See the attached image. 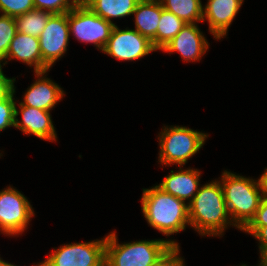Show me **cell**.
Wrapping results in <instances>:
<instances>
[{
	"mask_svg": "<svg viewBox=\"0 0 267 266\" xmlns=\"http://www.w3.org/2000/svg\"><path fill=\"white\" fill-rule=\"evenodd\" d=\"M199 176L200 172L197 169L183 171L180 167V171L174 173L172 170L171 174L167 175L157 186L178 199L190 200V203L198 192Z\"/></svg>",
	"mask_w": 267,
	"mask_h": 266,
	"instance_id": "15",
	"label": "cell"
},
{
	"mask_svg": "<svg viewBox=\"0 0 267 266\" xmlns=\"http://www.w3.org/2000/svg\"><path fill=\"white\" fill-rule=\"evenodd\" d=\"M69 35L68 12L52 14L39 36L43 71H48L52 64L66 52Z\"/></svg>",
	"mask_w": 267,
	"mask_h": 266,
	"instance_id": "9",
	"label": "cell"
},
{
	"mask_svg": "<svg viewBox=\"0 0 267 266\" xmlns=\"http://www.w3.org/2000/svg\"><path fill=\"white\" fill-rule=\"evenodd\" d=\"M52 13L38 9H32L29 12L14 18L17 32L31 35L39 38L46 23Z\"/></svg>",
	"mask_w": 267,
	"mask_h": 266,
	"instance_id": "21",
	"label": "cell"
},
{
	"mask_svg": "<svg viewBox=\"0 0 267 266\" xmlns=\"http://www.w3.org/2000/svg\"><path fill=\"white\" fill-rule=\"evenodd\" d=\"M14 79L6 78L0 66V100L9 97L14 92Z\"/></svg>",
	"mask_w": 267,
	"mask_h": 266,
	"instance_id": "28",
	"label": "cell"
},
{
	"mask_svg": "<svg viewBox=\"0 0 267 266\" xmlns=\"http://www.w3.org/2000/svg\"><path fill=\"white\" fill-rule=\"evenodd\" d=\"M221 183L232 224L243 230L255 217L263 198L259 180L224 171Z\"/></svg>",
	"mask_w": 267,
	"mask_h": 266,
	"instance_id": "3",
	"label": "cell"
},
{
	"mask_svg": "<svg viewBox=\"0 0 267 266\" xmlns=\"http://www.w3.org/2000/svg\"><path fill=\"white\" fill-rule=\"evenodd\" d=\"M68 24L69 32H72L76 39L93 43L101 51L107 44L115 26L114 23H110L92 12L82 2L68 12Z\"/></svg>",
	"mask_w": 267,
	"mask_h": 266,
	"instance_id": "6",
	"label": "cell"
},
{
	"mask_svg": "<svg viewBox=\"0 0 267 266\" xmlns=\"http://www.w3.org/2000/svg\"><path fill=\"white\" fill-rule=\"evenodd\" d=\"M243 231L252 234L260 242L259 248L267 247V226L263 227H245Z\"/></svg>",
	"mask_w": 267,
	"mask_h": 266,
	"instance_id": "29",
	"label": "cell"
},
{
	"mask_svg": "<svg viewBox=\"0 0 267 266\" xmlns=\"http://www.w3.org/2000/svg\"><path fill=\"white\" fill-rule=\"evenodd\" d=\"M208 42L195 23L186 25L161 50L178 51L185 61L198 60L208 49Z\"/></svg>",
	"mask_w": 267,
	"mask_h": 266,
	"instance_id": "11",
	"label": "cell"
},
{
	"mask_svg": "<svg viewBox=\"0 0 267 266\" xmlns=\"http://www.w3.org/2000/svg\"><path fill=\"white\" fill-rule=\"evenodd\" d=\"M261 262L259 266H267V247L260 248Z\"/></svg>",
	"mask_w": 267,
	"mask_h": 266,
	"instance_id": "31",
	"label": "cell"
},
{
	"mask_svg": "<svg viewBox=\"0 0 267 266\" xmlns=\"http://www.w3.org/2000/svg\"><path fill=\"white\" fill-rule=\"evenodd\" d=\"M14 92L7 98L0 100V131L15 124Z\"/></svg>",
	"mask_w": 267,
	"mask_h": 266,
	"instance_id": "25",
	"label": "cell"
},
{
	"mask_svg": "<svg viewBox=\"0 0 267 266\" xmlns=\"http://www.w3.org/2000/svg\"><path fill=\"white\" fill-rule=\"evenodd\" d=\"M80 2L81 0H33L35 9L48 11L52 14L69 12Z\"/></svg>",
	"mask_w": 267,
	"mask_h": 266,
	"instance_id": "23",
	"label": "cell"
},
{
	"mask_svg": "<svg viewBox=\"0 0 267 266\" xmlns=\"http://www.w3.org/2000/svg\"><path fill=\"white\" fill-rule=\"evenodd\" d=\"M161 12L162 3L160 0H140L133 12L135 15V30L152 41L157 34Z\"/></svg>",
	"mask_w": 267,
	"mask_h": 266,
	"instance_id": "17",
	"label": "cell"
},
{
	"mask_svg": "<svg viewBox=\"0 0 267 266\" xmlns=\"http://www.w3.org/2000/svg\"><path fill=\"white\" fill-rule=\"evenodd\" d=\"M244 0H208L203 8V21L207 18L209 30L215 39L226 36L227 30Z\"/></svg>",
	"mask_w": 267,
	"mask_h": 266,
	"instance_id": "12",
	"label": "cell"
},
{
	"mask_svg": "<svg viewBox=\"0 0 267 266\" xmlns=\"http://www.w3.org/2000/svg\"><path fill=\"white\" fill-rule=\"evenodd\" d=\"M20 112L15 108L14 127L19 128L25 134H34L44 140H56V132L50 117L49 111L41 110L19 103ZM22 114V121H18L17 116Z\"/></svg>",
	"mask_w": 267,
	"mask_h": 266,
	"instance_id": "13",
	"label": "cell"
},
{
	"mask_svg": "<svg viewBox=\"0 0 267 266\" xmlns=\"http://www.w3.org/2000/svg\"><path fill=\"white\" fill-rule=\"evenodd\" d=\"M159 162L165 165L186 164L188 158L196 154L202 148L207 134L192 130L187 127H166L160 133Z\"/></svg>",
	"mask_w": 267,
	"mask_h": 266,
	"instance_id": "5",
	"label": "cell"
},
{
	"mask_svg": "<svg viewBox=\"0 0 267 266\" xmlns=\"http://www.w3.org/2000/svg\"><path fill=\"white\" fill-rule=\"evenodd\" d=\"M152 42L137 30H120L113 27L103 52L118 60H137L155 51Z\"/></svg>",
	"mask_w": 267,
	"mask_h": 266,
	"instance_id": "10",
	"label": "cell"
},
{
	"mask_svg": "<svg viewBox=\"0 0 267 266\" xmlns=\"http://www.w3.org/2000/svg\"><path fill=\"white\" fill-rule=\"evenodd\" d=\"M173 246L178 244L163 239L119 244L112 232L106 236L105 266H152Z\"/></svg>",
	"mask_w": 267,
	"mask_h": 266,
	"instance_id": "4",
	"label": "cell"
},
{
	"mask_svg": "<svg viewBox=\"0 0 267 266\" xmlns=\"http://www.w3.org/2000/svg\"><path fill=\"white\" fill-rule=\"evenodd\" d=\"M258 180H259L260 187H261L262 197L267 198V168L264 174H262L260 179Z\"/></svg>",
	"mask_w": 267,
	"mask_h": 266,
	"instance_id": "30",
	"label": "cell"
},
{
	"mask_svg": "<svg viewBox=\"0 0 267 266\" xmlns=\"http://www.w3.org/2000/svg\"><path fill=\"white\" fill-rule=\"evenodd\" d=\"M16 58L29 66H34V72L43 71V60L40 51L39 38L17 32L10 43L5 59Z\"/></svg>",
	"mask_w": 267,
	"mask_h": 266,
	"instance_id": "16",
	"label": "cell"
},
{
	"mask_svg": "<svg viewBox=\"0 0 267 266\" xmlns=\"http://www.w3.org/2000/svg\"><path fill=\"white\" fill-rule=\"evenodd\" d=\"M106 238L61 246L37 266H105Z\"/></svg>",
	"mask_w": 267,
	"mask_h": 266,
	"instance_id": "7",
	"label": "cell"
},
{
	"mask_svg": "<svg viewBox=\"0 0 267 266\" xmlns=\"http://www.w3.org/2000/svg\"><path fill=\"white\" fill-rule=\"evenodd\" d=\"M179 246H173L160 260L152 266H184L181 257H178Z\"/></svg>",
	"mask_w": 267,
	"mask_h": 266,
	"instance_id": "26",
	"label": "cell"
},
{
	"mask_svg": "<svg viewBox=\"0 0 267 266\" xmlns=\"http://www.w3.org/2000/svg\"><path fill=\"white\" fill-rule=\"evenodd\" d=\"M140 0H81L92 12L110 23L111 18H121L133 14Z\"/></svg>",
	"mask_w": 267,
	"mask_h": 266,
	"instance_id": "18",
	"label": "cell"
},
{
	"mask_svg": "<svg viewBox=\"0 0 267 266\" xmlns=\"http://www.w3.org/2000/svg\"><path fill=\"white\" fill-rule=\"evenodd\" d=\"M17 33L14 17L8 15L0 16V66L1 61L6 58L10 43Z\"/></svg>",
	"mask_w": 267,
	"mask_h": 266,
	"instance_id": "22",
	"label": "cell"
},
{
	"mask_svg": "<svg viewBox=\"0 0 267 266\" xmlns=\"http://www.w3.org/2000/svg\"><path fill=\"white\" fill-rule=\"evenodd\" d=\"M188 206L190 226L201 235H222L232 222L220 181H213L199 188Z\"/></svg>",
	"mask_w": 267,
	"mask_h": 266,
	"instance_id": "1",
	"label": "cell"
},
{
	"mask_svg": "<svg viewBox=\"0 0 267 266\" xmlns=\"http://www.w3.org/2000/svg\"><path fill=\"white\" fill-rule=\"evenodd\" d=\"M46 72H36L39 78L27 90L21 105L50 111L61 100L64 91L52 80L42 77Z\"/></svg>",
	"mask_w": 267,
	"mask_h": 266,
	"instance_id": "14",
	"label": "cell"
},
{
	"mask_svg": "<svg viewBox=\"0 0 267 266\" xmlns=\"http://www.w3.org/2000/svg\"><path fill=\"white\" fill-rule=\"evenodd\" d=\"M267 226V198L263 197L256 211L255 217L246 227Z\"/></svg>",
	"mask_w": 267,
	"mask_h": 266,
	"instance_id": "27",
	"label": "cell"
},
{
	"mask_svg": "<svg viewBox=\"0 0 267 266\" xmlns=\"http://www.w3.org/2000/svg\"><path fill=\"white\" fill-rule=\"evenodd\" d=\"M142 212L147 222L166 236L185 229L189 206L185 201L164 192L157 185L143 189Z\"/></svg>",
	"mask_w": 267,
	"mask_h": 266,
	"instance_id": "2",
	"label": "cell"
},
{
	"mask_svg": "<svg viewBox=\"0 0 267 266\" xmlns=\"http://www.w3.org/2000/svg\"><path fill=\"white\" fill-rule=\"evenodd\" d=\"M186 25V23L174 15L172 12L165 10L162 6L159 26L156 37L151 41L156 50H161L169 43L176 34Z\"/></svg>",
	"mask_w": 267,
	"mask_h": 266,
	"instance_id": "19",
	"label": "cell"
},
{
	"mask_svg": "<svg viewBox=\"0 0 267 266\" xmlns=\"http://www.w3.org/2000/svg\"><path fill=\"white\" fill-rule=\"evenodd\" d=\"M35 9L33 0H0V12L3 15L17 17Z\"/></svg>",
	"mask_w": 267,
	"mask_h": 266,
	"instance_id": "24",
	"label": "cell"
},
{
	"mask_svg": "<svg viewBox=\"0 0 267 266\" xmlns=\"http://www.w3.org/2000/svg\"><path fill=\"white\" fill-rule=\"evenodd\" d=\"M165 10L172 12L185 23L203 21L201 0H160Z\"/></svg>",
	"mask_w": 267,
	"mask_h": 266,
	"instance_id": "20",
	"label": "cell"
},
{
	"mask_svg": "<svg viewBox=\"0 0 267 266\" xmlns=\"http://www.w3.org/2000/svg\"><path fill=\"white\" fill-rule=\"evenodd\" d=\"M34 211L26 197L16 189L0 191V231L6 235L24 232Z\"/></svg>",
	"mask_w": 267,
	"mask_h": 266,
	"instance_id": "8",
	"label": "cell"
},
{
	"mask_svg": "<svg viewBox=\"0 0 267 266\" xmlns=\"http://www.w3.org/2000/svg\"><path fill=\"white\" fill-rule=\"evenodd\" d=\"M0 266H16V265H12V264H10L8 262H5L0 258Z\"/></svg>",
	"mask_w": 267,
	"mask_h": 266,
	"instance_id": "32",
	"label": "cell"
}]
</instances>
